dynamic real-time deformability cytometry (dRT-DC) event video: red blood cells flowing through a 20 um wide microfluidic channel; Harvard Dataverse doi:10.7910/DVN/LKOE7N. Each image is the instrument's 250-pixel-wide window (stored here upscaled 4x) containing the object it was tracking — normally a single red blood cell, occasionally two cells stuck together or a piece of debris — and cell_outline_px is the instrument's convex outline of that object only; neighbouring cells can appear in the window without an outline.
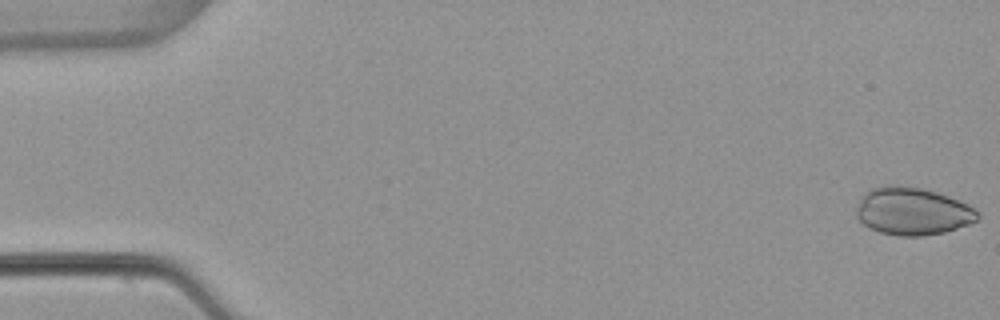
{"species": "common noctule bat (a hibernating species)", "species_latin": "Nyctalus noctula", "temperature_condition": "warm", "stored_images_in_passage": 53, "camera_frame_rate_fps": 3000, "um_per_image_px": 0.085, "animal": {"sex": "female", "body_mass_g": 22.7, "forearm_length_mm": 54.2}, "frame": {"image": 1, "passage_image": 1, "time_ms": 0.0, "image_size_px": [1000, 320], "cell_outline_px": [[980, 216], [976, 220], [968, 224], [944, 232], [924, 236], [896, 236], [880, 232], [868, 228], [856, 216], [856, 208], [860, 196], [868, 188], [888, 184], [892, 184], [920, 188], [936, 192], [948, 196], [968, 204], [980, 212]], "centroid_in_image_um": [77.52, 17.95], "position_along_channel_um": 7.5, "area_um2": 33.99}}
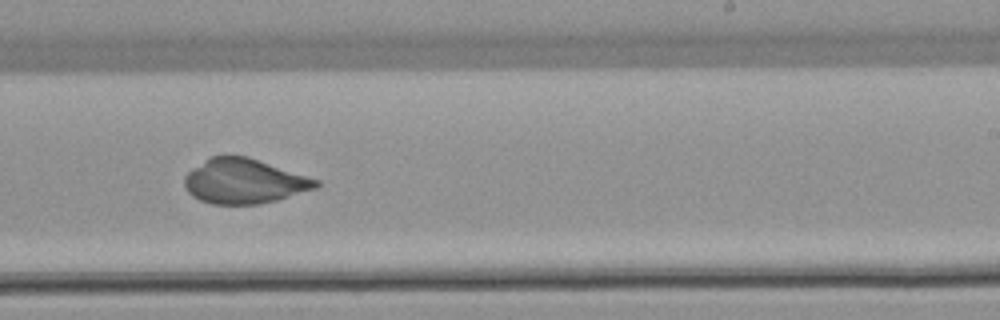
{"frame": {"image": 2, "passage_image": 33, "time_ms": 10.667, "image_size_px": [1000, 320], "cell_outline_px": [[320, 184], [316, 188], [276, 200], [260, 204], [212, 204], [200, 200], [192, 196], [184, 188], [184, 176], [192, 168], [208, 156], [228, 152], [248, 156], [320, 180]], "centroid_in_image_um": [20.7, 15.36], "position_along_channel_um": 268.3, "area_um2": 35.03}}
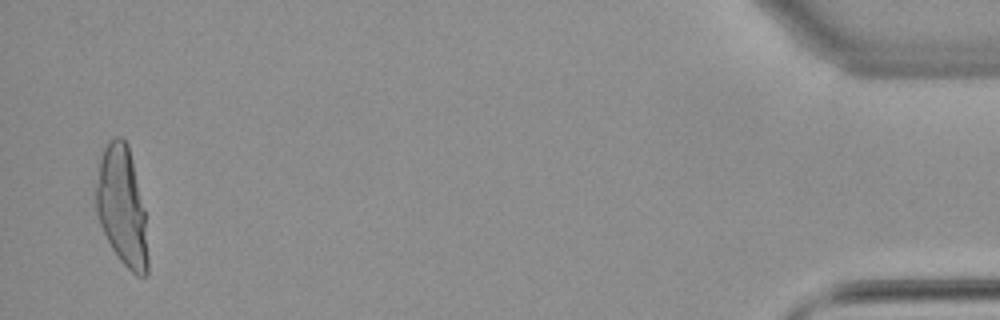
{"frame": {"image": 3, "passage_image": 52, "time_ms": 17.0, "image_size_px": [1000, 320], "cell_outline_px": [[148, 272], [144, 276], [136, 276], [120, 260], [112, 248], [100, 224], [96, 212], [96, 188], [100, 160], [104, 148], [116, 136], [120, 136], [128, 144], [144, 208], [148, 256]], "centroid_in_image_um": [10.38, 17.58], "position_along_channel_um": 424.8, "area_um2": 35.43}}